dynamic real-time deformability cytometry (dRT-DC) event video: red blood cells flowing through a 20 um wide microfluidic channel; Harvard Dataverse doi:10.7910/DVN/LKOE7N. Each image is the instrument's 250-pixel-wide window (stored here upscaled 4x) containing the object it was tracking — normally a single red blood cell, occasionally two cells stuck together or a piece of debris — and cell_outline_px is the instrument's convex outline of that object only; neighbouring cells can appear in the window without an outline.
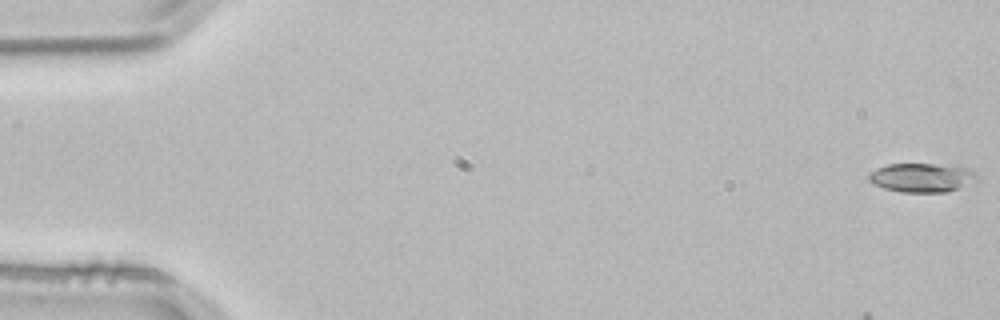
{"species": "common noctule bat (a hibernating species)", "species_latin": "Nyctalus noctula", "temperature_condition": "room temperature", "stored_images_in_passage": 4, "camera_frame_rate_fps": 3000, "um_per_image_px": 0.085, "animal": {"sex": "male", "body_mass_g": 21.5, "forearm_length_mm": 52.0}, "frame": {"image": 1, "passage_image": 1, "time_ms": 0.0, "image_size_px": [1000, 320], "cell_outline_px": [[976, 176], [960, 188], [944, 192], [900, 192], [884, 188], [868, 180], [868, 176], [876, 168], [888, 164], [956, 164], [968, 168]], "centroid_in_image_um": [78.32, 15.08], "position_along_channel_um": 6.7, "area_um2": 18.03}}